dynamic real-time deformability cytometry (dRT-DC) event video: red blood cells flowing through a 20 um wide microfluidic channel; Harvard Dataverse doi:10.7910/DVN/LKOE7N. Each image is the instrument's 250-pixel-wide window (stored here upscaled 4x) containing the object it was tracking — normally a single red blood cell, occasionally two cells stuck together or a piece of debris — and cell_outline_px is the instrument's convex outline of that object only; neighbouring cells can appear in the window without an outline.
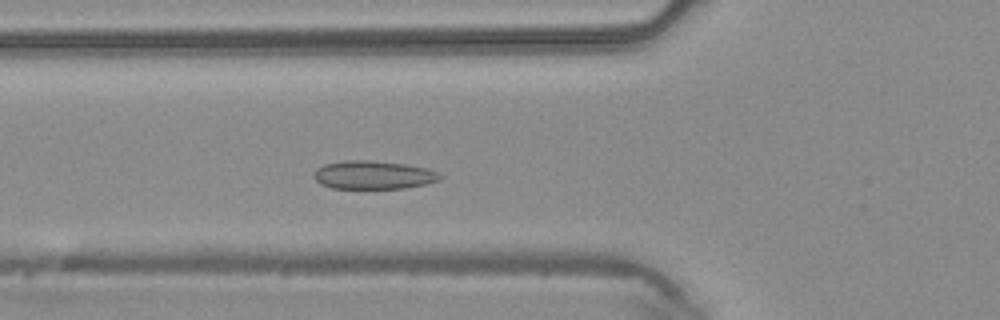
{"species": "common noctule bat (a hibernating species)", "species_latin": "Nyctalus noctula", "temperature_condition": "warm", "stored_images_in_passage": 40, "camera_frame_rate_fps": 3000, "um_per_image_px": 0.085, "animal": {"sex": "male", "body_mass_g": 20.4}, "frame": {"image": 1, "passage_image": 11, "time_ms": 3.333, "image_size_px": [1000, 320], "cell_outline_px": [[444, 176], [440, 180], [424, 184], [404, 188], [332, 188], [320, 184], [312, 176], [316, 168], [324, 164], [344, 160], [368, 160], [404, 164], [428, 168]], "centroid_in_image_um": [31.71, 14.86], "position_along_channel_um": 94.1, "area_um2": 20.87}}
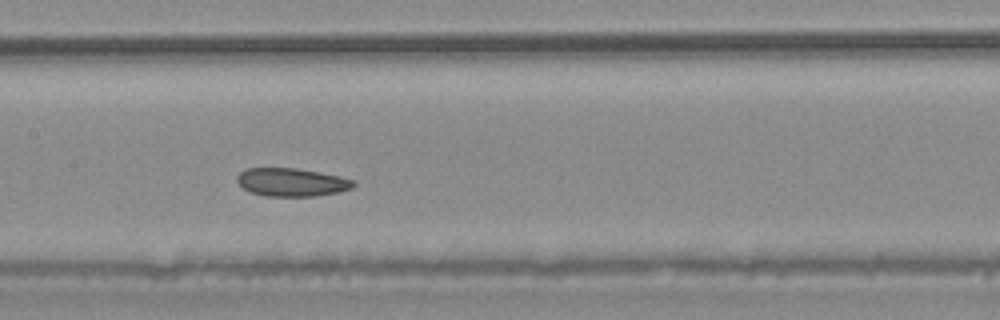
{"frame": {"image": 2, "passage_image": 17, "time_ms": 5.333, "image_size_px": [1000, 320], "cell_outline_px": [[356, 184], [352, 188], [340, 192], [316, 196], [264, 196], [252, 192], [244, 188], [236, 180], [236, 176], [240, 172], [248, 168], [296, 168], [340, 176], [356, 180]], "centroid_in_image_um": [24.83, 15.49], "position_along_channel_um": 182.6, "area_um2": 19.19}}
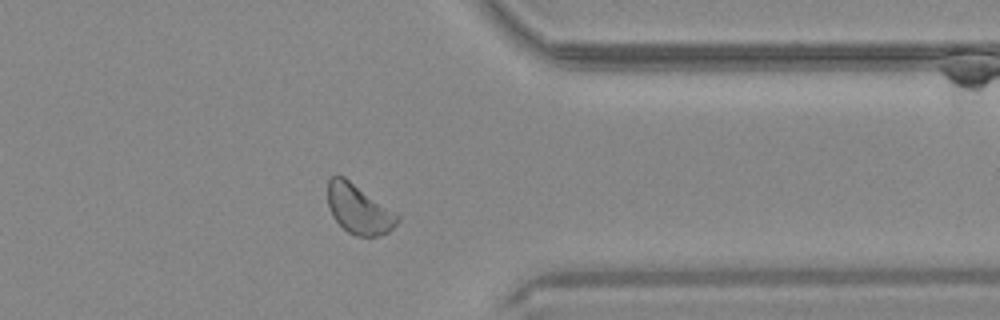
{"frame": {"image": 3, "passage_image": 31, "time_ms": 10.0, "image_size_px": [1000, 320], "cell_outline_px": [[400, 220], [388, 232], [376, 236], [356, 236], [348, 232], [332, 216], [328, 204], [328, 180], [332, 176], [344, 176], [400, 216]], "centroid_in_image_um": [30.49, 17.78], "position_along_channel_um": 380.9, "area_um2": 19.77}}